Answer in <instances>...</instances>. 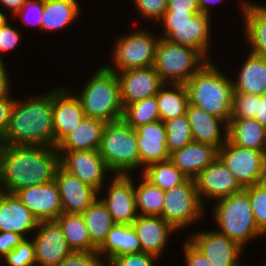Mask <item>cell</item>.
Masks as SVG:
<instances>
[{
  "label": "cell",
  "instance_id": "obj_1",
  "mask_svg": "<svg viewBox=\"0 0 266 266\" xmlns=\"http://www.w3.org/2000/svg\"><path fill=\"white\" fill-rule=\"evenodd\" d=\"M60 155L57 147L0 145V191L14 194L20 189L51 182Z\"/></svg>",
  "mask_w": 266,
  "mask_h": 266
},
{
  "label": "cell",
  "instance_id": "obj_2",
  "mask_svg": "<svg viewBox=\"0 0 266 266\" xmlns=\"http://www.w3.org/2000/svg\"><path fill=\"white\" fill-rule=\"evenodd\" d=\"M0 145L55 147L53 91L23 103L14 101Z\"/></svg>",
  "mask_w": 266,
  "mask_h": 266
},
{
  "label": "cell",
  "instance_id": "obj_3",
  "mask_svg": "<svg viewBox=\"0 0 266 266\" xmlns=\"http://www.w3.org/2000/svg\"><path fill=\"white\" fill-rule=\"evenodd\" d=\"M207 61L186 83L189 104L212 114L227 124L232 113L233 81Z\"/></svg>",
  "mask_w": 266,
  "mask_h": 266
},
{
  "label": "cell",
  "instance_id": "obj_4",
  "mask_svg": "<svg viewBox=\"0 0 266 266\" xmlns=\"http://www.w3.org/2000/svg\"><path fill=\"white\" fill-rule=\"evenodd\" d=\"M78 98L86 117L105 123L122 119L120 83L116 70L103 66L88 80Z\"/></svg>",
  "mask_w": 266,
  "mask_h": 266
},
{
  "label": "cell",
  "instance_id": "obj_5",
  "mask_svg": "<svg viewBox=\"0 0 266 266\" xmlns=\"http://www.w3.org/2000/svg\"><path fill=\"white\" fill-rule=\"evenodd\" d=\"M98 151L115 174L129 175L140 167L137 132L122 119L105 125Z\"/></svg>",
  "mask_w": 266,
  "mask_h": 266
},
{
  "label": "cell",
  "instance_id": "obj_6",
  "mask_svg": "<svg viewBox=\"0 0 266 266\" xmlns=\"http://www.w3.org/2000/svg\"><path fill=\"white\" fill-rule=\"evenodd\" d=\"M213 202H216L213 214L217 226L220 227L219 233L234 240L241 247L250 239L263 235L257 228L248 195L244 190Z\"/></svg>",
  "mask_w": 266,
  "mask_h": 266
},
{
  "label": "cell",
  "instance_id": "obj_7",
  "mask_svg": "<svg viewBox=\"0 0 266 266\" xmlns=\"http://www.w3.org/2000/svg\"><path fill=\"white\" fill-rule=\"evenodd\" d=\"M207 61L198 50L160 37L154 67L164 84H185Z\"/></svg>",
  "mask_w": 266,
  "mask_h": 266
},
{
  "label": "cell",
  "instance_id": "obj_8",
  "mask_svg": "<svg viewBox=\"0 0 266 266\" xmlns=\"http://www.w3.org/2000/svg\"><path fill=\"white\" fill-rule=\"evenodd\" d=\"M210 15L202 12H165L162 38L198 50L208 61L211 24Z\"/></svg>",
  "mask_w": 266,
  "mask_h": 266
},
{
  "label": "cell",
  "instance_id": "obj_9",
  "mask_svg": "<svg viewBox=\"0 0 266 266\" xmlns=\"http://www.w3.org/2000/svg\"><path fill=\"white\" fill-rule=\"evenodd\" d=\"M218 158L245 188L266 179V152L232 144L228 139L218 149Z\"/></svg>",
  "mask_w": 266,
  "mask_h": 266
},
{
  "label": "cell",
  "instance_id": "obj_10",
  "mask_svg": "<svg viewBox=\"0 0 266 266\" xmlns=\"http://www.w3.org/2000/svg\"><path fill=\"white\" fill-rule=\"evenodd\" d=\"M203 207L195 180L188 178L184 183L164 192L162 218L177 231L200 219Z\"/></svg>",
  "mask_w": 266,
  "mask_h": 266
},
{
  "label": "cell",
  "instance_id": "obj_11",
  "mask_svg": "<svg viewBox=\"0 0 266 266\" xmlns=\"http://www.w3.org/2000/svg\"><path fill=\"white\" fill-rule=\"evenodd\" d=\"M159 39L143 29L118 38L112 54L117 72L154 66Z\"/></svg>",
  "mask_w": 266,
  "mask_h": 266
},
{
  "label": "cell",
  "instance_id": "obj_12",
  "mask_svg": "<svg viewBox=\"0 0 266 266\" xmlns=\"http://www.w3.org/2000/svg\"><path fill=\"white\" fill-rule=\"evenodd\" d=\"M60 165L82 182L95 188L98 193L104 186V177L108 171L104 159L98 150L58 151Z\"/></svg>",
  "mask_w": 266,
  "mask_h": 266
},
{
  "label": "cell",
  "instance_id": "obj_13",
  "mask_svg": "<svg viewBox=\"0 0 266 266\" xmlns=\"http://www.w3.org/2000/svg\"><path fill=\"white\" fill-rule=\"evenodd\" d=\"M36 229L38 231L32 241L37 265L57 266L73 252L56 220L40 221Z\"/></svg>",
  "mask_w": 266,
  "mask_h": 266
},
{
  "label": "cell",
  "instance_id": "obj_14",
  "mask_svg": "<svg viewBox=\"0 0 266 266\" xmlns=\"http://www.w3.org/2000/svg\"><path fill=\"white\" fill-rule=\"evenodd\" d=\"M133 182L130 174H114L106 197L101 199L115 224L132 225L138 216Z\"/></svg>",
  "mask_w": 266,
  "mask_h": 266
},
{
  "label": "cell",
  "instance_id": "obj_15",
  "mask_svg": "<svg viewBox=\"0 0 266 266\" xmlns=\"http://www.w3.org/2000/svg\"><path fill=\"white\" fill-rule=\"evenodd\" d=\"M14 194L39 222L56 220L63 213L55 179L49 183L20 189Z\"/></svg>",
  "mask_w": 266,
  "mask_h": 266
},
{
  "label": "cell",
  "instance_id": "obj_16",
  "mask_svg": "<svg viewBox=\"0 0 266 266\" xmlns=\"http://www.w3.org/2000/svg\"><path fill=\"white\" fill-rule=\"evenodd\" d=\"M123 109L136 101L155 96L164 85L154 66L116 72Z\"/></svg>",
  "mask_w": 266,
  "mask_h": 266
},
{
  "label": "cell",
  "instance_id": "obj_17",
  "mask_svg": "<svg viewBox=\"0 0 266 266\" xmlns=\"http://www.w3.org/2000/svg\"><path fill=\"white\" fill-rule=\"evenodd\" d=\"M194 180L202 203L204 197L219 200L244 190L235 175L228 170L218 157L201 171Z\"/></svg>",
  "mask_w": 266,
  "mask_h": 266
},
{
  "label": "cell",
  "instance_id": "obj_18",
  "mask_svg": "<svg viewBox=\"0 0 266 266\" xmlns=\"http://www.w3.org/2000/svg\"><path fill=\"white\" fill-rule=\"evenodd\" d=\"M197 233L192 235L189 241L213 266H243L238 259L244 249L237 242L216 230Z\"/></svg>",
  "mask_w": 266,
  "mask_h": 266
},
{
  "label": "cell",
  "instance_id": "obj_19",
  "mask_svg": "<svg viewBox=\"0 0 266 266\" xmlns=\"http://www.w3.org/2000/svg\"><path fill=\"white\" fill-rule=\"evenodd\" d=\"M60 192L63 213L82 214L96 199L98 191L58 166L54 177Z\"/></svg>",
  "mask_w": 266,
  "mask_h": 266
},
{
  "label": "cell",
  "instance_id": "obj_20",
  "mask_svg": "<svg viewBox=\"0 0 266 266\" xmlns=\"http://www.w3.org/2000/svg\"><path fill=\"white\" fill-rule=\"evenodd\" d=\"M71 91L59 88L53 91V122L57 147L84 119L85 113L79 98Z\"/></svg>",
  "mask_w": 266,
  "mask_h": 266
},
{
  "label": "cell",
  "instance_id": "obj_21",
  "mask_svg": "<svg viewBox=\"0 0 266 266\" xmlns=\"http://www.w3.org/2000/svg\"><path fill=\"white\" fill-rule=\"evenodd\" d=\"M135 130L140 166H143V169L152 163L170 159L166 129L162 120L138 126Z\"/></svg>",
  "mask_w": 266,
  "mask_h": 266
},
{
  "label": "cell",
  "instance_id": "obj_22",
  "mask_svg": "<svg viewBox=\"0 0 266 266\" xmlns=\"http://www.w3.org/2000/svg\"><path fill=\"white\" fill-rule=\"evenodd\" d=\"M132 227L137 233L141 251L159 258L166 247L170 233L176 230L159 216L138 215L133 221Z\"/></svg>",
  "mask_w": 266,
  "mask_h": 266
},
{
  "label": "cell",
  "instance_id": "obj_23",
  "mask_svg": "<svg viewBox=\"0 0 266 266\" xmlns=\"http://www.w3.org/2000/svg\"><path fill=\"white\" fill-rule=\"evenodd\" d=\"M39 221L15 194L0 191V231L20 234L37 231Z\"/></svg>",
  "mask_w": 266,
  "mask_h": 266
},
{
  "label": "cell",
  "instance_id": "obj_24",
  "mask_svg": "<svg viewBox=\"0 0 266 266\" xmlns=\"http://www.w3.org/2000/svg\"><path fill=\"white\" fill-rule=\"evenodd\" d=\"M186 114L189 119L192 138L195 142L210 144L219 149L227 141V123L224 120L189 103ZM221 124H224L225 129L222 128ZM221 129H224V134L221 133Z\"/></svg>",
  "mask_w": 266,
  "mask_h": 266
},
{
  "label": "cell",
  "instance_id": "obj_25",
  "mask_svg": "<svg viewBox=\"0 0 266 266\" xmlns=\"http://www.w3.org/2000/svg\"><path fill=\"white\" fill-rule=\"evenodd\" d=\"M217 157L218 149L215 146L195 141L170 154L173 164L191 179H195Z\"/></svg>",
  "mask_w": 266,
  "mask_h": 266
},
{
  "label": "cell",
  "instance_id": "obj_26",
  "mask_svg": "<svg viewBox=\"0 0 266 266\" xmlns=\"http://www.w3.org/2000/svg\"><path fill=\"white\" fill-rule=\"evenodd\" d=\"M106 124L101 120L85 116L78 126L57 146V150H99Z\"/></svg>",
  "mask_w": 266,
  "mask_h": 266
},
{
  "label": "cell",
  "instance_id": "obj_27",
  "mask_svg": "<svg viewBox=\"0 0 266 266\" xmlns=\"http://www.w3.org/2000/svg\"><path fill=\"white\" fill-rule=\"evenodd\" d=\"M233 81L234 92L262 96L266 94V58L249 53Z\"/></svg>",
  "mask_w": 266,
  "mask_h": 266
},
{
  "label": "cell",
  "instance_id": "obj_28",
  "mask_svg": "<svg viewBox=\"0 0 266 266\" xmlns=\"http://www.w3.org/2000/svg\"><path fill=\"white\" fill-rule=\"evenodd\" d=\"M97 252L105 254L108 262L117 256L141 252V245L132 225L114 224Z\"/></svg>",
  "mask_w": 266,
  "mask_h": 266
},
{
  "label": "cell",
  "instance_id": "obj_29",
  "mask_svg": "<svg viewBox=\"0 0 266 266\" xmlns=\"http://www.w3.org/2000/svg\"><path fill=\"white\" fill-rule=\"evenodd\" d=\"M227 139L232 144L266 152V127L254 118L230 119Z\"/></svg>",
  "mask_w": 266,
  "mask_h": 266
},
{
  "label": "cell",
  "instance_id": "obj_30",
  "mask_svg": "<svg viewBox=\"0 0 266 266\" xmlns=\"http://www.w3.org/2000/svg\"><path fill=\"white\" fill-rule=\"evenodd\" d=\"M242 14L245 19V36L252 46L251 53L266 58V6L243 2Z\"/></svg>",
  "mask_w": 266,
  "mask_h": 266
},
{
  "label": "cell",
  "instance_id": "obj_31",
  "mask_svg": "<svg viewBox=\"0 0 266 266\" xmlns=\"http://www.w3.org/2000/svg\"><path fill=\"white\" fill-rule=\"evenodd\" d=\"M56 221L61 226L63 234L72 251H97L98 248L92 243L82 214L62 213Z\"/></svg>",
  "mask_w": 266,
  "mask_h": 266
},
{
  "label": "cell",
  "instance_id": "obj_32",
  "mask_svg": "<svg viewBox=\"0 0 266 266\" xmlns=\"http://www.w3.org/2000/svg\"><path fill=\"white\" fill-rule=\"evenodd\" d=\"M77 0H43L41 30H58L75 21L80 13Z\"/></svg>",
  "mask_w": 266,
  "mask_h": 266
},
{
  "label": "cell",
  "instance_id": "obj_33",
  "mask_svg": "<svg viewBox=\"0 0 266 266\" xmlns=\"http://www.w3.org/2000/svg\"><path fill=\"white\" fill-rule=\"evenodd\" d=\"M164 84L156 94L160 119L164 122L186 114L189 103L185 84ZM168 88V89H167Z\"/></svg>",
  "mask_w": 266,
  "mask_h": 266
},
{
  "label": "cell",
  "instance_id": "obj_34",
  "mask_svg": "<svg viewBox=\"0 0 266 266\" xmlns=\"http://www.w3.org/2000/svg\"><path fill=\"white\" fill-rule=\"evenodd\" d=\"M92 243L99 248L115 224L101 199H96L83 213Z\"/></svg>",
  "mask_w": 266,
  "mask_h": 266
},
{
  "label": "cell",
  "instance_id": "obj_35",
  "mask_svg": "<svg viewBox=\"0 0 266 266\" xmlns=\"http://www.w3.org/2000/svg\"><path fill=\"white\" fill-rule=\"evenodd\" d=\"M141 176L164 192L188 179L170 159L146 166Z\"/></svg>",
  "mask_w": 266,
  "mask_h": 266
},
{
  "label": "cell",
  "instance_id": "obj_36",
  "mask_svg": "<svg viewBox=\"0 0 266 266\" xmlns=\"http://www.w3.org/2000/svg\"><path fill=\"white\" fill-rule=\"evenodd\" d=\"M142 178L139 186L134 184L136 208L140 210L138 215L162 217L164 191Z\"/></svg>",
  "mask_w": 266,
  "mask_h": 266
},
{
  "label": "cell",
  "instance_id": "obj_37",
  "mask_svg": "<svg viewBox=\"0 0 266 266\" xmlns=\"http://www.w3.org/2000/svg\"><path fill=\"white\" fill-rule=\"evenodd\" d=\"M122 120L134 129L161 120L156 95L127 105L123 109Z\"/></svg>",
  "mask_w": 266,
  "mask_h": 266
},
{
  "label": "cell",
  "instance_id": "obj_38",
  "mask_svg": "<svg viewBox=\"0 0 266 266\" xmlns=\"http://www.w3.org/2000/svg\"><path fill=\"white\" fill-rule=\"evenodd\" d=\"M164 125L167 134V150L170 154L194 141L187 114L164 121Z\"/></svg>",
  "mask_w": 266,
  "mask_h": 266
},
{
  "label": "cell",
  "instance_id": "obj_39",
  "mask_svg": "<svg viewBox=\"0 0 266 266\" xmlns=\"http://www.w3.org/2000/svg\"><path fill=\"white\" fill-rule=\"evenodd\" d=\"M247 193L257 228L266 234V181L244 188Z\"/></svg>",
  "mask_w": 266,
  "mask_h": 266
},
{
  "label": "cell",
  "instance_id": "obj_40",
  "mask_svg": "<svg viewBox=\"0 0 266 266\" xmlns=\"http://www.w3.org/2000/svg\"><path fill=\"white\" fill-rule=\"evenodd\" d=\"M256 107L257 95L234 92L230 119L255 118Z\"/></svg>",
  "mask_w": 266,
  "mask_h": 266
},
{
  "label": "cell",
  "instance_id": "obj_41",
  "mask_svg": "<svg viewBox=\"0 0 266 266\" xmlns=\"http://www.w3.org/2000/svg\"><path fill=\"white\" fill-rule=\"evenodd\" d=\"M8 266L36 265V256L33 241L25 238L15 249L3 257Z\"/></svg>",
  "mask_w": 266,
  "mask_h": 266
},
{
  "label": "cell",
  "instance_id": "obj_42",
  "mask_svg": "<svg viewBox=\"0 0 266 266\" xmlns=\"http://www.w3.org/2000/svg\"><path fill=\"white\" fill-rule=\"evenodd\" d=\"M101 258L104 257H101V254L97 251H73L70 255H67L57 266H106L107 262H105V260H102Z\"/></svg>",
  "mask_w": 266,
  "mask_h": 266
},
{
  "label": "cell",
  "instance_id": "obj_43",
  "mask_svg": "<svg viewBox=\"0 0 266 266\" xmlns=\"http://www.w3.org/2000/svg\"><path fill=\"white\" fill-rule=\"evenodd\" d=\"M156 259L157 256L141 251L111 258L107 263L108 266H154Z\"/></svg>",
  "mask_w": 266,
  "mask_h": 266
},
{
  "label": "cell",
  "instance_id": "obj_44",
  "mask_svg": "<svg viewBox=\"0 0 266 266\" xmlns=\"http://www.w3.org/2000/svg\"><path fill=\"white\" fill-rule=\"evenodd\" d=\"M168 0H134L139 14L145 18L160 21L167 10Z\"/></svg>",
  "mask_w": 266,
  "mask_h": 266
},
{
  "label": "cell",
  "instance_id": "obj_45",
  "mask_svg": "<svg viewBox=\"0 0 266 266\" xmlns=\"http://www.w3.org/2000/svg\"><path fill=\"white\" fill-rule=\"evenodd\" d=\"M8 18L0 19V53L8 52L17 47L20 41V32L8 24ZM0 55V60L1 59Z\"/></svg>",
  "mask_w": 266,
  "mask_h": 266
},
{
  "label": "cell",
  "instance_id": "obj_46",
  "mask_svg": "<svg viewBox=\"0 0 266 266\" xmlns=\"http://www.w3.org/2000/svg\"><path fill=\"white\" fill-rule=\"evenodd\" d=\"M18 14L20 15L22 21L25 24L35 25L40 27L41 29L42 15H43V0H27L26 3L15 15L18 16ZM27 15L31 16L27 17ZM31 17L33 22L30 20Z\"/></svg>",
  "mask_w": 266,
  "mask_h": 266
},
{
  "label": "cell",
  "instance_id": "obj_47",
  "mask_svg": "<svg viewBox=\"0 0 266 266\" xmlns=\"http://www.w3.org/2000/svg\"><path fill=\"white\" fill-rule=\"evenodd\" d=\"M184 256L186 266H213L204 254L198 250L188 239V242L184 244Z\"/></svg>",
  "mask_w": 266,
  "mask_h": 266
},
{
  "label": "cell",
  "instance_id": "obj_48",
  "mask_svg": "<svg viewBox=\"0 0 266 266\" xmlns=\"http://www.w3.org/2000/svg\"><path fill=\"white\" fill-rule=\"evenodd\" d=\"M24 239L25 237L20 234L9 231H0V256L5 257L9 252L15 249Z\"/></svg>",
  "mask_w": 266,
  "mask_h": 266
},
{
  "label": "cell",
  "instance_id": "obj_49",
  "mask_svg": "<svg viewBox=\"0 0 266 266\" xmlns=\"http://www.w3.org/2000/svg\"><path fill=\"white\" fill-rule=\"evenodd\" d=\"M10 96L11 94L0 98V140L7 130L11 109L15 101Z\"/></svg>",
  "mask_w": 266,
  "mask_h": 266
},
{
  "label": "cell",
  "instance_id": "obj_50",
  "mask_svg": "<svg viewBox=\"0 0 266 266\" xmlns=\"http://www.w3.org/2000/svg\"><path fill=\"white\" fill-rule=\"evenodd\" d=\"M165 12H200L198 0H168Z\"/></svg>",
  "mask_w": 266,
  "mask_h": 266
},
{
  "label": "cell",
  "instance_id": "obj_51",
  "mask_svg": "<svg viewBox=\"0 0 266 266\" xmlns=\"http://www.w3.org/2000/svg\"><path fill=\"white\" fill-rule=\"evenodd\" d=\"M9 74L6 71L3 60H0V98L10 95Z\"/></svg>",
  "mask_w": 266,
  "mask_h": 266
},
{
  "label": "cell",
  "instance_id": "obj_52",
  "mask_svg": "<svg viewBox=\"0 0 266 266\" xmlns=\"http://www.w3.org/2000/svg\"><path fill=\"white\" fill-rule=\"evenodd\" d=\"M254 119L266 127V94L262 96L257 95V107Z\"/></svg>",
  "mask_w": 266,
  "mask_h": 266
},
{
  "label": "cell",
  "instance_id": "obj_53",
  "mask_svg": "<svg viewBox=\"0 0 266 266\" xmlns=\"http://www.w3.org/2000/svg\"><path fill=\"white\" fill-rule=\"evenodd\" d=\"M27 0H0V3H2L6 8H9L12 15L15 16V14L22 8V6L26 3Z\"/></svg>",
  "mask_w": 266,
  "mask_h": 266
},
{
  "label": "cell",
  "instance_id": "obj_54",
  "mask_svg": "<svg viewBox=\"0 0 266 266\" xmlns=\"http://www.w3.org/2000/svg\"><path fill=\"white\" fill-rule=\"evenodd\" d=\"M219 2V0H198V5L200 8V12L205 14H210L209 7L210 5H213L214 3Z\"/></svg>",
  "mask_w": 266,
  "mask_h": 266
},
{
  "label": "cell",
  "instance_id": "obj_55",
  "mask_svg": "<svg viewBox=\"0 0 266 266\" xmlns=\"http://www.w3.org/2000/svg\"><path fill=\"white\" fill-rule=\"evenodd\" d=\"M1 18H7V16L5 15V13H3L1 10H0V19Z\"/></svg>",
  "mask_w": 266,
  "mask_h": 266
}]
</instances>
